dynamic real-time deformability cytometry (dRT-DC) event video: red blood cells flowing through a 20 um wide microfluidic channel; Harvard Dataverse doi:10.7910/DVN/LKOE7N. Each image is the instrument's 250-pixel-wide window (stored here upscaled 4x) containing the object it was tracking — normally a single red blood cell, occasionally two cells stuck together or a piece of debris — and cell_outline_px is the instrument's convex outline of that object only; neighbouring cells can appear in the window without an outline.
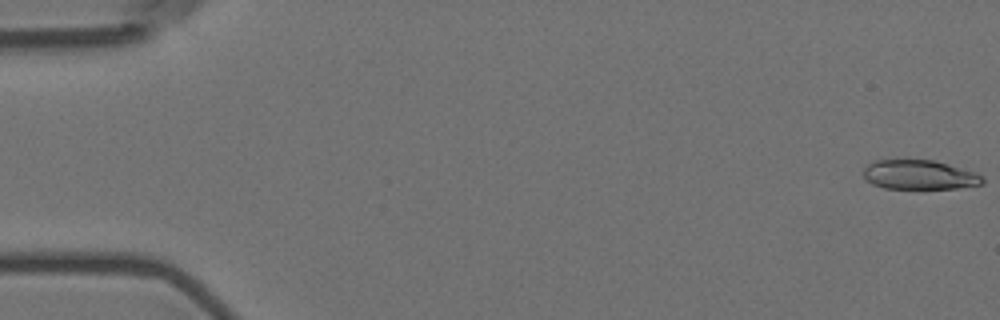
{"species": "Egyptian fruit bat (a non-hibernating species)", "species_latin": "Rousettus aegyptiacus", "temperature_condition": "room temperature", "stored_images_in_passage": 28, "camera_frame_rate_fps": 3000, "um_per_image_px": 0.085, "animal": {"sex": "female"}, "frame": {"image": 1, "passage_image": 1, "time_ms": 0.0, "image_size_px": [1000, 320], "cell_outline_px": [[984, 184], [956, 188], [884, 188], [872, 184], [864, 176], [864, 168], [872, 160], [936, 160], [972, 172], [980, 176], [984, 180]], "centroid_in_image_um": [78.11, 14.85], "position_along_channel_um": 6.9, "area_um2": 20.11}}
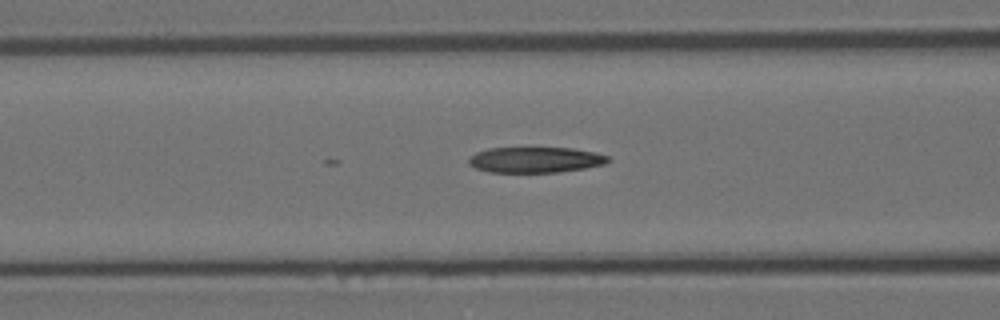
{"frame": {"image": 2, "passage_image": 23, "time_ms": 7.333, "image_size_px": [1000, 320], "cell_outline_px": [[612, 160], [604, 164], [584, 168], [556, 172], [488, 172], [476, 168], [468, 164], [468, 156], [476, 152], [488, 148], [572, 148], [596, 152], [608, 156]], "centroid_in_image_um": [45.48, 13.58], "position_along_channel_um": 121.1, "area_um2": 20.92}}
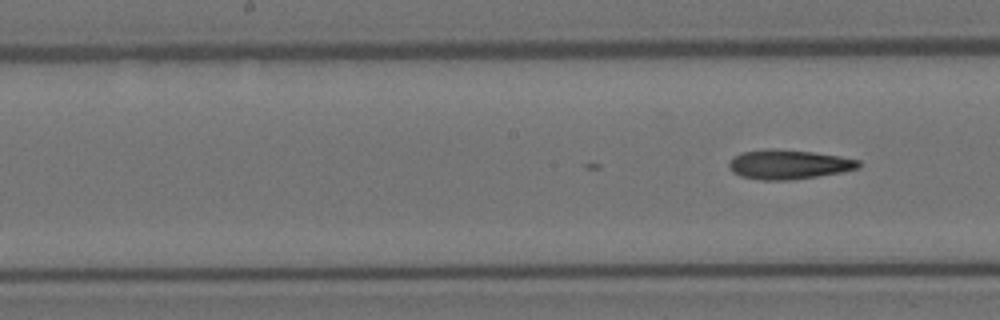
{"frame": {"image": 3, "passage_image": 28, "time_ms": 9.0, "image_size_px": [1000, 320], "cell_outline_px": [[860, 168], [840, 172], [792, 180], [760, 180], [740, 176], [732, 172], [728, 168], [728, 164], [732, 156], [740, 152], [764, 148], [768, 148], [812, 152], [840, 156], [860, 160]], "centroid_in_image_um": [66.97, 13.97], "position_along_channel_um": 181.2, "area_um2": 22.43}}